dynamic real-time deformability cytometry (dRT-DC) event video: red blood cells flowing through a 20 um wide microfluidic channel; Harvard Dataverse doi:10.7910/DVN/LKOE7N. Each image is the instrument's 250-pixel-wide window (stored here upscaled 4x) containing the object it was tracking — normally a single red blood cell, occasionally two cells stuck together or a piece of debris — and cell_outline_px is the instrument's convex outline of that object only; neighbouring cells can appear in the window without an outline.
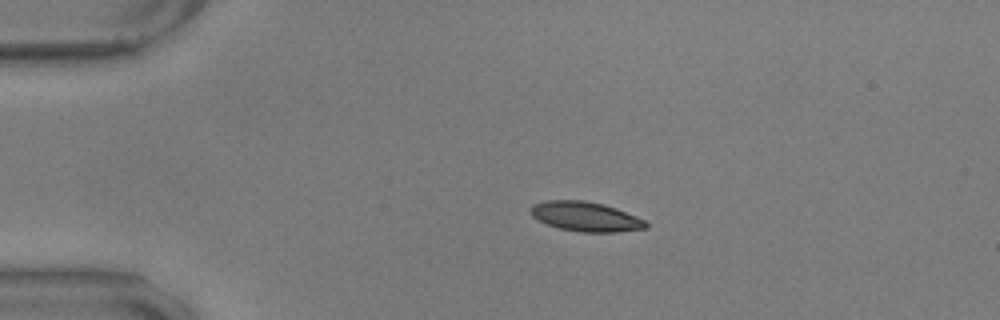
{"species": "common noctule bat (a hibernating species)", "species_latin": "Nyctalus noctula", "temperature_condition": "warm", "stored_images_in_passage": 46, "camera_frame_rate_fps": 3000, "um_per_image_px": 0.085, "animal": {"sex": "male", "body_mass_g": 17.9, "forearm_length_mm": 54.2}, "frame": {"image": 1, "passage_image": 1, "time_ms": 0.0, "image_size_px": [1000, 320], "cell_outline_px": [[648, 228], [616, 232], [580, 232], [560, 228], [548, 224], [532, 216], [528, 212], [528, 208], [532, 204], [544, 200], [584, 200], [604, 204], [616, 208], [644, 220], [648, 224]], "centroid_in_image_um": [49.73, 18.4], "position_along_channel_um": 35.3, "area_um2": 19.94}}
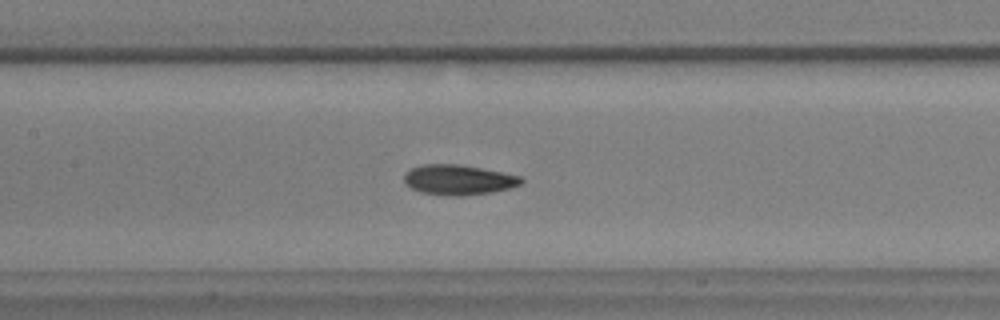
{"frame": {"image": 2, "passage_image": 16, "time_ms": 5.0, "image_size_px": [1000, 320], "cell_outline_px": [[524, 180], [520, 184], [508, 188], [492, 192], [460, 196], [452, 196], [420, 192], [412, 188], [404, 180], [404, 172], [412, 168], [424, 164], [456, 164], [480, 168], [520, 176]], "centroid_in_image_um": [38.94, 15.28], "position_along_channel_um": 168.5, "area_um2": 20.23}}
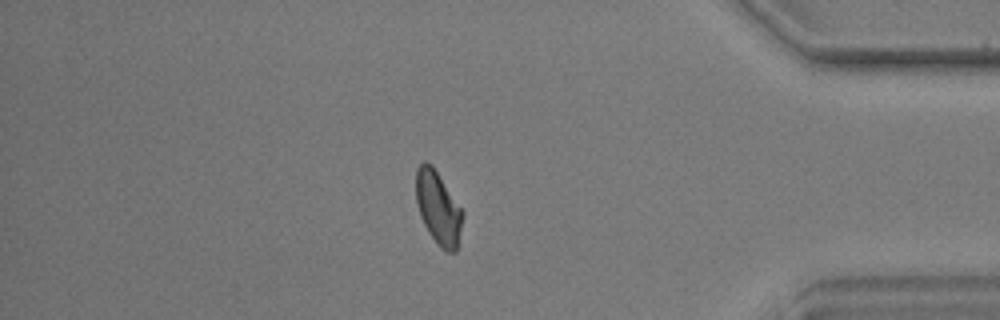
{"frame": {"image": 3, "passage_image": 38, "time_ms": 12.333, "image_size_px": [1000, 320], "cell_outline_px": [[464, 216], [456, 252], [448, 252], [440, 248], [428, 232], [420, 216], [416, 204], [416, 168], [424, 160], [432, 164], [464, 212]], "centroid_in_image_um": [37.24, 17.67], "position_along_channel_um": 398.0, "area_um2": 20.06}, "authors_computed_cell_mechanics": {"area_um2": 19.9988, "velocity_mm_per_s": 3.5339, "shape_relaxation_time_tau1_ms": 5.8195, "shape_relaxation_time_tau2_ms": 2.7798, "deformation_change_tau1": 0.1519, "deformation_change_tau2": 0.0689}}